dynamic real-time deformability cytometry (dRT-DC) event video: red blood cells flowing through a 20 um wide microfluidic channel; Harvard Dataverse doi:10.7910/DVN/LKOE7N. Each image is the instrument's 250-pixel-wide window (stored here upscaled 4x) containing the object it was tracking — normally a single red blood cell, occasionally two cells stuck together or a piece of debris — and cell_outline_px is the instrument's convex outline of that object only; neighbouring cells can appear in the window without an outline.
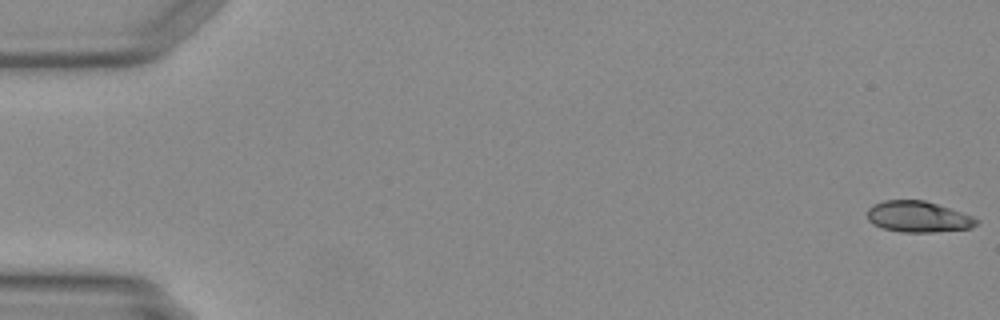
{"species": "Egyptian fruit bat (a non-hibernating species)", "species_latin": "Rousettus aegyptiacus", "temperature_condition": "warm", "stored_images_in_passage": 9, "camera_frame_rate_fps": 3000, "um_per_image_px": 0.085, "animal": {"sex": "female"}, "frame": {"image": 1, "passage_image": 1, "time_ms": 0.0, "image_size_px": [1000, 320], "cell_outline_px": [[980, 220], [972, 228], [932, 232], [900, 232], [884, 228], [872, 224], [868, 220], [868, 208], [884, 200], [924, 200], [972, 216]], "centroid_in_image_um": [78.04, 18.43], "position_along_channel_um": 7.0, "area_um2": 19.54}}